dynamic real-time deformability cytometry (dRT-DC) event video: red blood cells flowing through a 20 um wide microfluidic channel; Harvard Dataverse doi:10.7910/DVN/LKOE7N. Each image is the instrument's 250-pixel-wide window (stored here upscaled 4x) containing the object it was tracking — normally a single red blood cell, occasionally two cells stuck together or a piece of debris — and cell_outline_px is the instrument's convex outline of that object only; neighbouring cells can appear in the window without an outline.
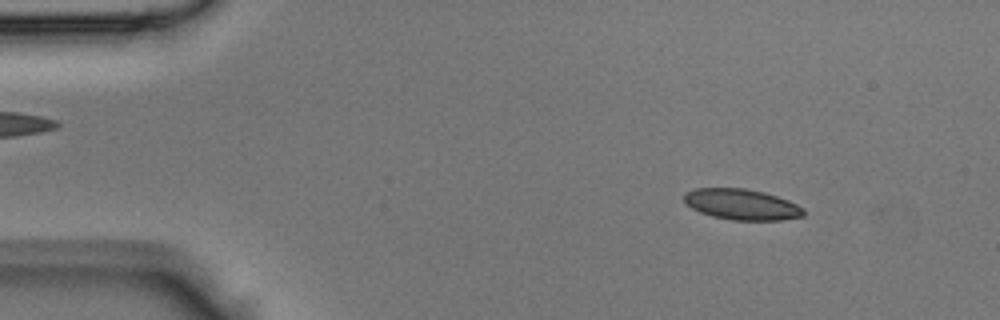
{"species": "Egyptian fruit bat (a non-hibernating species)", "species_latin": "Rousettus aegyptiacus", "temperature_condition": "room temperature", "stored_images_in_passage": 13, "camera_frame_rate_fps": 3000, "um_per_image_px": 0.085, "animal": {"sex": "male"}, "frame": {"image": 1, "passage_image": 5, "time_ms": 1.333, "image_size_px": [1000, 320], "cell_outline_px": [[804, 216], [780, 220], [732, 220], [712, 216], [700, 212], [692, 208], [684, 200], [684, 192], [696, 188], [744, 188], [764, 192], [788, 200], [804, 208]], "centroid_in_image_um": [63.04, 17.37], "position_along_channel_um": 22.0, "area_um2": 21.39}}
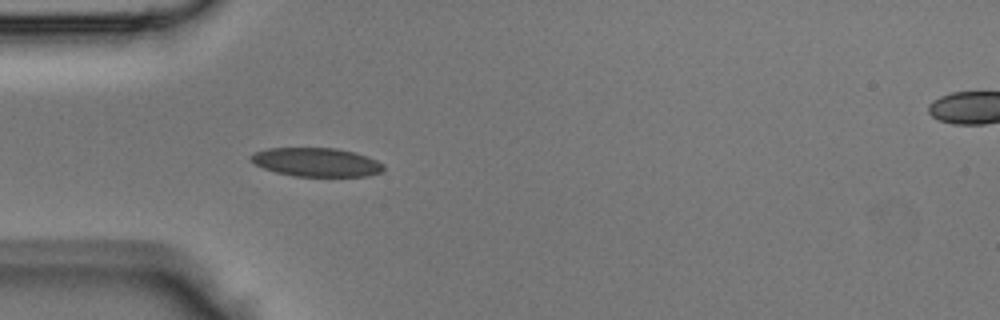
{"frame": {"image": 2, "passage_image": 12, "time_ms": 3.667, "image_size_px": [1000, 320], "cell_outline_px": [[384, 168], [380, 172], [364, 176], [292, 176], [276, 172], [264, 168], [256, 164], [248, 156], [252, 152], [268, 148], [336, 148], [352, 152], [376, 160], [384, 164]], "centroid_in_image_um": [26.84, 13.78], "position_along_channel_um": 58.2, "area_um2": 22.02}}